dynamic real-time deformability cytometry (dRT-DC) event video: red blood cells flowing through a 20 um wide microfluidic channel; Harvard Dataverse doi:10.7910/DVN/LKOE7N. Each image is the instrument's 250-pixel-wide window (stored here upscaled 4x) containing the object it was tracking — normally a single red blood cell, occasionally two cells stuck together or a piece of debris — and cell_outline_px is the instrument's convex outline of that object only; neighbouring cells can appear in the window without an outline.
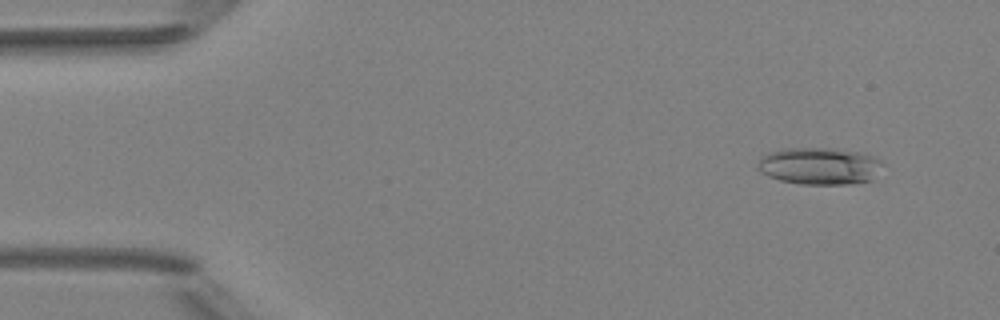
{"species": "Egyptian fruit bat (a non-hibernating species)", "species_latin": "Rousettus aegyptiacus", "temperature_condition": "room temperature", "stored_images_in_passage": 4, "camera_frame_rate_fps": 3000, "um_per_image_px": 0.085, "animal": {"sex": "female"}, "frame": {"image": 1, "passage_image": 1, "time_ms": 0.0, "image_size_px": [1000, 320], "cell_outline_px": [[880, 164], [872, 180], [848, 184], [800, 184], [780, 180], [768, 176], [760, 172], [756, 168], [760, 156], [768, 152], [784, 148], [836, 148], [860, 152], [876, 156], [880, 160]], "centroid_in_image_um": [69.59, 14.09], "position_along_channel_um": 15.4, "area_um2": 27.11}}
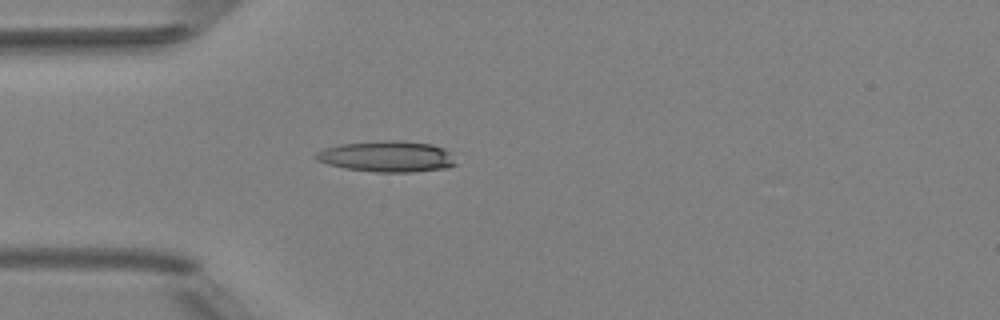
{"frame": {"image": 2, "passage_image": 4, "time_ms": 3.333, "image_size_px": [1000, 320], "cell_outline_px": [[456, 164], [448, 168], [412, 172], [376, 172], [344, 168], [328, 164], [316, 160], [312, 156], [316, 152], [324, 148], [340, 144], [384, 140], [396, 140], [432, 144], [444, 148], [452, 152]], "centroid_in_image_um": [32.9, 13.3], "position_along_channel_um": 52.1, "area_um2": 25.55}}